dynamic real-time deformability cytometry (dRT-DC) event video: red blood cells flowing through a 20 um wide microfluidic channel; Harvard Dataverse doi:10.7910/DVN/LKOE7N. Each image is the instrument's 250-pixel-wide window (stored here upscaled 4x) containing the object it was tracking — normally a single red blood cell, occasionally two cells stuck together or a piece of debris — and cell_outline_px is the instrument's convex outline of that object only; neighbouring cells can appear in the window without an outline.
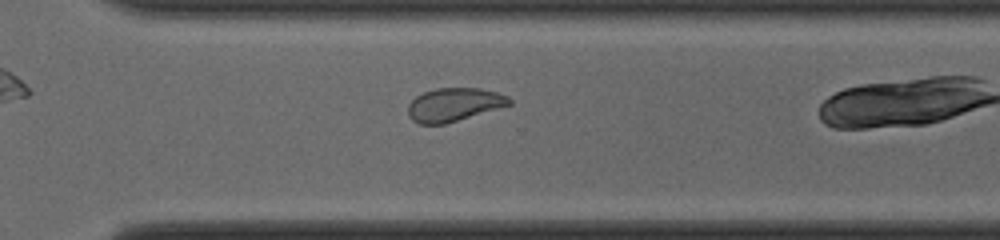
{"species": "common noctule bat (a hibernating species)", "species_latin": "Nyctalus noctula", "temperature_condition": "cold", "stored_images_in_passage": 26, "camera_frame_rate_fps": 3000, "um_per_image_px": 0.085, "animal": {"sex": "male", "body_mass_g": 19.0, "forearm_length_mm": 50.8}, "frame": {"image": 1, "passage_image": 22, "time_ms": 7.0, "image_size_px": [1000, 240], "cell_outline_px": [[512, 104], [444, 124], [420, 124], [412, 120], [408, 116], [408, 104], [416, 96], [424, 92], [436, 88], [480, 88], [496, 92], [508, 96], [512, 100]], "centroid_in_image_um": [38.58, 8.89], "position_along_channel_um": 332.0, "area_um2": 19.59}}